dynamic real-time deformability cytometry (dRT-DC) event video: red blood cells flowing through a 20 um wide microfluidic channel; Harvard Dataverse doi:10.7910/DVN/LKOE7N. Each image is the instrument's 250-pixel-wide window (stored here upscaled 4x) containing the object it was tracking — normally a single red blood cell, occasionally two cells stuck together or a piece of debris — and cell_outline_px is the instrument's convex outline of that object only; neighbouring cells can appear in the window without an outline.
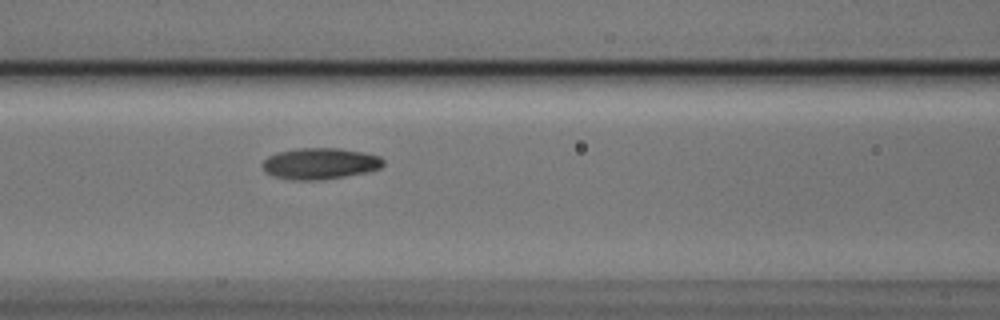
{"species": "Egyptian fruit bat (a non-hibernating species)", "species_latin": "Rousettus aegyptiacus", "temperature_condition": "cold", "stored_images_in_passage": 7, "camera_frame_rate_fps": 3000, "um_per_image_px": 0.085, "animal": {"sex": "male"}, "frame": {"image": 1, "passage_image": 7, "time_ms": 2.0, "image_size_px": [1000, 320], "cell_outline_px": [[384, 164], [380, 168], [368, 172], [344, 176], [316, 180], [292, 180], [272, 176], [264, 172], [264, 160], [268, 156], [276, 152], [296, 148], [340, 148], [364, 152], [380, 156], [384, 160]], "centroid_in_image_um": [27.2, 13.89], "position_along_channel_um": 139.4, "area_um2": 22.14}}